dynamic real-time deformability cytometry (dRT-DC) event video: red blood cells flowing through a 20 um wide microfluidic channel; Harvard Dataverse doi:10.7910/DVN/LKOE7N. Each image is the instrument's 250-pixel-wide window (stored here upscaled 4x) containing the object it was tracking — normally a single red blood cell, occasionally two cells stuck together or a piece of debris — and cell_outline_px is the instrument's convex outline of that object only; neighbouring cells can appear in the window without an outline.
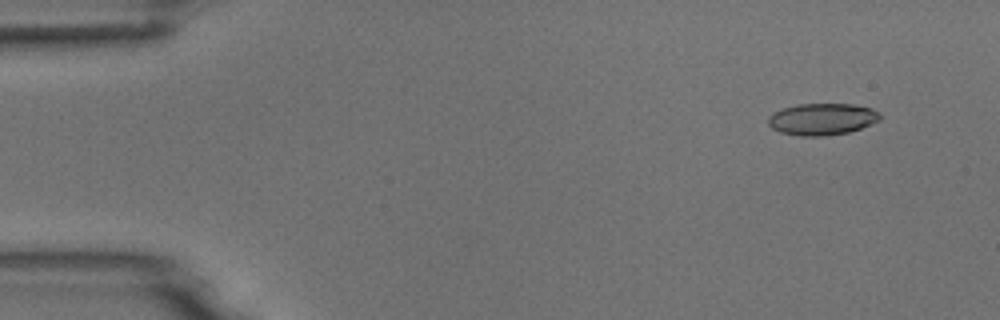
{"species": "common noctule bat (a hibernating species)", "species_latin": "Nyctalus noctula", "temperature_condition": "room temperature", "stored_images_in_passage": 5, "camera_frame_rate_fps": 3000, "um_per_image_px": 0.085, "animal": {"sex": "male", "body_mass_g": 18.8}, "frame": {"image": 1, "passage_image": 2, "time_ms": 1.0, "image_size_px": [1000, 320], "cell_outline_px": [[880, 120], [872, 124], [848, 132], [824, 136], [800, 136], [780, 132], [772, 128], [768, 124], [768, 116], [772, 112], [796, 104], [852, 104], [872, 108], [880, 112]], "centroid_in_image_um": [69.87, 10.12], "position_along_channel_um": 15.1, "area_um2": 20.81}}
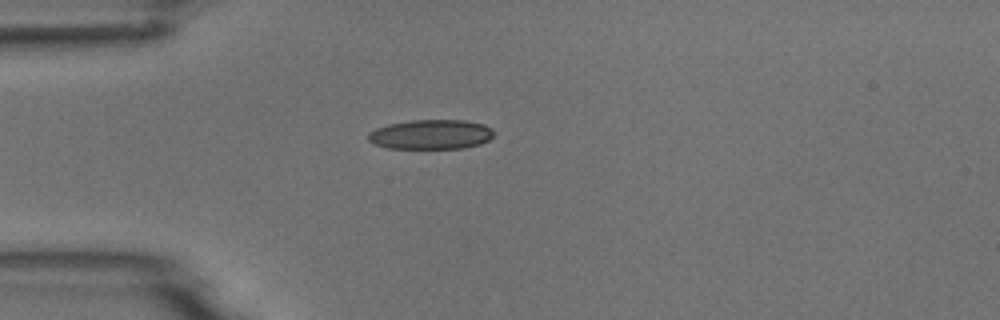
{"frame": {"image": 2, "passage_image": 5, "time_ms": 4.333, "image_size_px": [1000, 320], "cell_outline_px": [[496, 132], [488, 140], [480, 144], [464, 148], [388, 148], [376, 144], [368, 140], [368, 132], [376, 128], [388, 124], [412, 120], [464, 120], [484, 124], [492, 128]], "centroid_in_image_um": [36.65, 11.42], "position_along_channel_um": 48.3, "area_um2": 21.73}}